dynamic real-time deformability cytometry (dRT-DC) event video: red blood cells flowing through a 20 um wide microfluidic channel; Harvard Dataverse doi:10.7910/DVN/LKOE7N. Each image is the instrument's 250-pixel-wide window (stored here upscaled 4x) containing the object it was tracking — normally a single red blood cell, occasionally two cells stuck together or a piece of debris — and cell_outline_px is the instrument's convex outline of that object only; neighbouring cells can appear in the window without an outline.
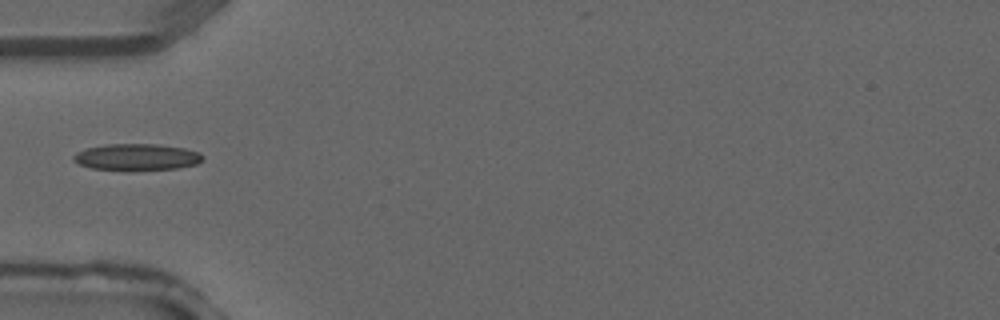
{"species": "common noctule bat (a hibernating species)", "species_latin": "Nyctalus noctula", "temperature_condition": "warm", "stored_images_in_passage": 4, "camera_frame_rate_fps": 3000, "um_per_image_px": 0.085, "animal": {"sex": "male", "forearm_length_mm": 52.5}, "frame": {"image": 1, "passage_image": 4, "time_ms": 1.0, "image_size_px": [1000, 320], "cell_outline_px": [[204, 160], [196, 164], [176, 168], [124, 172], [92, 168], [80, 164], [72, 160], [72, 156], [76, 152], [84, 148], [104, 144], [156, 144], [184, 148], [200, 152], [204, 156]], "centroid_in_image_um": [11.59, 13.37], "position_along_channel_um": 73.4, "area_um2": 20.63}}